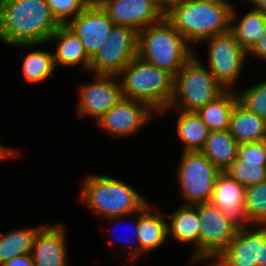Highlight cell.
Segmentation results:
<instances>
[{"instance_id":"cell-6","label":"cell","mask_w":266,"mask_h":266,"mask_svg":"<svg viewBox=\"0 0 266 266\" xmlns=\"http://www.w3.org/2000/svg\"><path fill=\"white\" fill-rule=\"evenodd\" d=\"M194 50V55L174 77L173 97L165 110L197 112L226 89L214 78Z\"/></svg>"},{"instance_id":"cell-38","label":"cell","mask_w":266,"mask_h":266,"mask_svg":"<svg viewBox=\"0 0 266 266\" xmlns=\"http://www.w3.org/2000/svg\"><path fill=\"white\" fill-rule=\"evenodd\" d=\"M244 2L249 3L248 5L253 6L252 8L259 10L266 15V0H245Z\"/></svg>"},{"instance_id":"cell-22","label":"cell","mask_w":266,"mask_h":266,"mask_svg":"<svg viewBox=\"0 0 266 266\" xmlns=\"http://www.w3.org/2000/svg\"><path fill=\"white\" fill-rule=\"evenodd\" d=\"M170 111H177L176 132L182 143V152L201 151L210 134L206 123L196 112H183L180 110H164L160 117Z\"/></svg>"},{"instance_id":"cell-36","label":"cell","mask_w":266,"mask_h":266,"mask_svg":"<svg viewBox=\"0 0 266 266\" xmlns=\"http://www.w3.org/2000/svg\"><path fill=\"white\" fill-rule=\"evenodd\" d=\"M22 155L21 154V150L19 149H16V148H12V147H7V145H1L0 144V161H4L7 160V159H18L19 156Z\"/></svg>"},{"instance_id":"cell-7","label":"cell","mask_w":266,"mask_h":266,"mask_svg":"<svg viewBox=\"0 0 266 266\" xmlns=\"http://www.w3.org/2000/svg\"><path fill=\"white\" fill-rule=\"evenodd\" d=\"M176 169L182 204L210 202L220 171L201 151L182 152Z\"/></svg>"},{"instance_id":"cell-10","label":"cell","mask_w":266,"mask_h":266,"mask_svg":"<svg viewBox=\"0 0 266 266\" xmlns=\"http://www.w3.org/2000/svg\"><path fill=\"white\" fill-rule=\"evenodd\" d=\"M194 206L200 221L199 263L209 265L229 246L238 227L211 202Z\"/></svg>"},{"instance_id":"cell-9","label":"cell","mask_w":266,"mask_h":266,"mask_svg":"<svg viewBox=\"0 0 266 266\" xmlns=\"http://www.w3.org/2000/svg\"><path fill=\"white\" fill-rule=\"evenodd\" d=\"M138 32L113 25L101 48L91 58L90 74L116 75L137 56Z\"/></svg>"},{"instance_id":"cell-15","label":"cell","mask_w":266,"mask_h":266,"mask_svg":"<svg viewBox=\"0 0 266 266\" xmlns=\"http://www.w3.org/2000/svg\"><path fill=\"white\" fill-rule=\"evenodd\" d=\"M113 25L114 22L95 0L67 24L79 37L90 58L101 48Z\"/></svg>"},{"instance_id":"cell-8","label":"cell","mask_w":266,"mask_h":266,"mask_svg":"<svg viewBox=\"0 0 266 266\" xmlns=\"http://www.w3.org/2000/svg\"><path fill=\"white\" fill-rule=\"evenodd\" d=\"M204 41L208 45V63L205 66L226 90H237L235 85L245 68L248 53L230 31Z\"/></svg>"},{"instance_id":"cell-4","label":"cell","mask_w":266,"mask_h":266,"mask_svg":"<svg viewBox=\"0 0 266 266\" xmlns=\"http://www.w3.org/2000/svg\"><path fill=\"white\" fill-rule=\"evenodd\" d=\"M194 55V49L164 17L138 32L137 56L173 77Z\"/></svg>"},{"instance_id":"cell-25","label":"cell","mask_w":266,"mask_h":266,"mask_svg":"<svg viewBox=\"0 0 266 266\" xmlns=\"http://www.w3.org/2000/svg\"><path fill=\"white\" fill-rule=\"evenodd\" d=\"M237 102L236 90H225L196 113L206 123L210 131L229 130L231 113Z\"/></svg>"},{"instance_id":"cell-31","label":"cell","mask_w":266,"mask_h":266,"mask_svg":"<svg viewBox=\"0 0 266 266\" xmlns=\"http://www.w3.org/2000/svg\"><path fill=\"white\" fill-rule=\"evenodd\" d=\"M236 93L242 106L266 120V79Z\"/></svg>"},{"instance_id":"cell-5","label":"cell","mask_w":266,"mask_h":266,"mask_svg":"<svg viewBox=\"0 0 266 266\" xmlns=\"http://www.w3.org/2000/svg\"><path fill=\"white\" fill-rule=\"evenodd\" d=\"M123 98L147 104L160 115L173 97L174 77L136 56L118 75Z\"/></svg>"},{"instance_id":"cell-39","label":"cell","mask_w":266,"mask_h":266,"mask_svg":"<svg viewBox=\"0 0 266 266\" xmlns=\"http://www.w3.org/2000/svg\"><path fill=\"white\" fill-rule=\"evenodd\" d=\"M197 2H208V3H231L230 0H194Z\"/></svg>"},{"instance_id":"cell-1","label":"cell","mask_w":266,"mask_h":266,"mask_svg":"<svg viewBox=\"0 0 266 266\" xmlns=\"http://www.w3.org/2000/svg\"><path fill=\"white\" fill-rule=\"evenodd\" d=\"M59 26L45 0H0V41L7 46H41Z\"/></svg>"},{"instance_id":"cell-27","label":"cell","mask_w":266,"mask_h":266,"mask_svg":"<svg viewBox=\"0 0 266 266\" xmlns=\"http://www.w3.org/2000/svg\"><path fill=\"white\" fill-rule=\"evenodd\" d=\"M21 70L23 79L29 84L47 82L48 78H53L56 70L52 51L31 50L24 57Z\"/></svg>"},{"instance_id":"cell-21","label":"cell","mask_w":266,"mask_h":266,"mask_svg":"<svg viewBox=\"0 0 266 266\" xmlns=\"http://www.w3.org/2000/svg\"><path fill=\"white\" fill-rule=\"evenodd\" d=\"M232 9L230 32L239 45L248 53L266 33V15L254 8L243 12ZM240 12V13H239Z\"/></svg>"},{"instance_id":"cell-23","label":"cell","mask_w":266,"mask_h":266,"mask_svg":"<svg viewBox=\"0 0 266 266\" xmlns=\"http://www.w3.org/2000/svg\"><path fill=\"white\" fill-rule=\"evenodd\" d=\"M229 132L239 144L266 140V120L237 102L231 113Z\"/></svg>"},{"instance_id":"cell-26","label":"cell","mask_w":266,"mask_h":266,"mask_svg":"<svg viewBox=\"0 0 266 266\" xmlns=\"http://www.w3.org/2000/svg\"><path fill=\"white\" fill-rule=\"evenodd\" d=\"M33 226L18 230L8 231L0 235V264L8 262L16 256L31 254L33 239L42 226Z\"/></svg>"},{"instance_id":"cell-11","label":"cell","mask_w":266,"mask_h":266,"mask_svg":"<svg viewBox=\"0 0 266 266\" xmlns=\"http://www.w3.org/2000/svg\"><path fill=\"white\" fill-rule=\"evenodd\" d=\"M208 266H266V226L238 228L229 246Z\"/></svg>"},{"instance_id":"cell-20","label":"cell","mask_w":266,"mask_h":266,"mask_svg":"<svg viewBox=\"0 0 266 266\" xmlns=\"http://www.w3.org/2000/svg\"><path fill=\"white\" fill-rule=\"evenodd\" d=\"M149 202L139 211L138 242L142 254L157 251L168 242L167 219L164 212Z\"/></svg>"},{"instance_id":"cell-30","label":"cell","mask_w":266,"mask_h":266,"mask_svg":"<svg viewBox=\"0 0 266 266\" xmlns=\"http://www.w3.org/2000/svg\"><path fill=\"white\" fill-rule=\"evenodd\" d=\"M135 217H134V216ZM132 219L134 220L135 222L132 221V225L135 226L134 228V231L132 232L133 235H134V240L131 238L130 240L128 238H125L123 240V237H117L115 235L112 234V232H114V229H109V230H106L105 232H108L109 237H111V239L113 240H110L109 243H111V247H112V244H114V247L115 245H117L116 247L119 249L120 247V250L121 251L120 253H122L123 255L127 254L129 255L128 256V259H126V262L127 261H130L131 263L138 261V258H140V245H139V242H138V226H139V211L135 212V213H132V214H128V215H123V216H118V217H111V218H107L106 220L107 221H110L111 223H117L118 225V222H120L121 220L123 221V219ZM116 237V238H115ZM126 237V236H125ZM128 237V236H127ZM121 238H122V241H121ZM132 240V242H131ZM134 241V242H133ZM119 246V247H118Z\"/></svg>"},{"instance_id":"cell-13","label":"cell","mask_w":266,"mask_h":266,"mask_svg":"<svg viewBox=\"0 0 266 266\" xmlns=\"http://www.w3.org/2000/svg\"><path fill=\"white\" fill-rule=\"evenodd\" d=\"M156 116L159 117L147 104L122 98L96 122V126L114 138L130 137Z\"/></svg>"},{"instance_id":"cell-33","label":"cell","mask_w":266,"mask_h":266,"mask_svg":"<svg viewBox=\"0 0 266 266\" xmlns=\"http://www.w3.org/2000/svg\"><path fill=\"white\" fill-rule=\"evenodd\" d=\"M237 157L246 162H261V166H266V140L239 144Z\"/></svg>"},{"instance_id":"cell-24","label":"cell","mask_w":266,"mask_h":266,"mask_svg":"<svg viewBox=\"0 0 266 266\" xmlns=\"http://www.w3.org/2000/svg\"><path fill=\"white\" fill-rule=\"evenodd\" d=\"M239 143L229 130L211 131L201 152L220 172H224L236 159Z\"/></svg>"},{"instance_id":"cell-12","label":"cell","mask_w":266,"mask_h":266,"mask_svg":"<svg viewBox=\"0 0 266 266\" xmlns=\"http://www.w3.org/2000/svg\"><path fill=\"white\" fill-rule=\"evenodd\" d=\"M92 81L78 84L76 113L94 119L96 123L122 98L121 83L116 75L91 74Z\"/></svg>"},{"instance_id":"cell-34","label":"cell","mask_w":266,"mask_h":266,"mask_svg":"<svg viewBox=\"0 0 266 266\" xmlns=\"http://www.w3.org/2000/svg\"><path fill=\"white\" fill-rule=\"evenodd\" d=\"M251 54V55H249ZM248 56L258 57L259 59L266 62V33L262 38L254 45V47L248 52Z\"/></svg>"},{"instance_id":"cell-37","label":"cell","mask_w":266,"mask_h":266,"mask_svg":"<svg viewBox=\"0 0 266 266\" xmlns=\"http://www.w3.org/2000/svg\"><path fill=\"white\" fill-rule=\"evenodd\" d=\"M186 0H156L158 7L164 14L168 13L174 6L182 4Z\"/></svg>"},{"instance_id":"cell-35","label":"cell","mask_w":266,"mask_h":266,"mask_svg":"<svg viewBox=\"0 0 266 266\" xmlns=\"http://www.w3.org/2000/svg\"><path fill=\"white\" fill-rule=\"evenodd\" d=\"M0 266H35L31 254L16 256Z\"/></svg>"},{"instance_id":"cell-18","label":"cell","mask_w":266,"mask_h":266,"mask_svg":"<svg viewBox=\"0 0 266 266\" xmlns=\"http://www.w3.org/2000/svg\"><path fill=\"white\" fill-rule=\"evenodd\" d=\"M167 219L168 239L181 244H191V264L199 265L200 221L194 205L181 204L171 214L165 213Z\"/></svg>"},{"instance_id":"cell-14","label":"cell","mask_w":266,"mask_h":266,"mask_svg":"<svg viewBox=\"0 0 266 266\" xmlns=\"http://www.w3.org/2000/svg\"><path fill=\"white\" fill-rule=\"evenodd\" d=\"M114 25L128 26L137 32L165 17L156 0H95Z\"/></svg>"},{"instance_id":"cell-2","label":"cell","mask_w":266,"mask_h":266,"mask_svg":"<svg viewBox=\"0 0 266 266\" xmlns=\"http://www.w3.org/2000/svg\"><path fill=\"white\" fill-rule=\"evenodd\" d=\"M81 182L80 200L96 217L107 219L140 211L149 201L132 185L105 174H88Z\"/></svg>"},{"instance_id":"cell-28","label":"cell","mask_w":266,"mask_h":266,"mask_svg":"<svg viewBox=\"0 0 266 266\" xmlns=\"http://www.w3.org/2000/svg\"><path fill=\"white\" fill-rule=\"evenodd\" d=\"M245 212L249 225L266 226V180L245 188Z\"/></svg>"},{"instance_id":"cell-19","label":"cell","mask_w":266,"mask_h":266,"mask_svg":"<svg viewBox=\"0 0 266 266\" xmlns=\"http://www.w3.org/2000/svg\"><path fill=\"white\" fill-rule=\"evenodd\" d=\"M54 42L55 51L53 53L54 65L62 67L80 66V71L89 73L91 58L86 53L83 43L79 37L67 25H60L49 37L47 44Z\"/></svg>"},{"instance_id":"cell-16","label":"cell","mask_w":266,"mask_h":266,"mask_svg":"<svg viewBox=\"0 0 266 266\" xmlns=\"http://www.w3.org/2000/svg\"><path fill=\"white\" fill-rule=\"evenodd\" d=\"M62 224L43 223L36 232L31 251L35 266H69L67 232Z\"/></svg>"},{"instance_id":"cell-17","label":"cell","mask_w":266,"mask_h":266,"mask_svg":"<svg viewBox=\"0 0 266 266\" xmlns=\"http://www.w3.org/2000/svg\"><path fill=\"white\" fill-rule=\"evenodd\" d=\"M210 202L238 228L249 226L245 212V187L226 173L218 174Z\"/></svg>"},{"instance_id":"cell-3","label":"cell","mask_w":266,"mask_h":266,"mask_svg":"<svg viewBox=\"0 0 266 266\" xmlns=\"http://www.w3.org/2000/svg\"><path fill=\"white\" fill-rule=\"evenodd\" d=\"M233 6V2L208 3L186 0L174 6L165 17L195 50L196 44L199 46L206 39L230 31Z\"/></svg>"},{"instance_id":"cell-32","label":"cell","mask_w":266,"mask_h":266,"mask_svg":"<svg viewBox=\"0 0 266 266\" xmlns=\"http://www.w3.org/2000/svg\"><path fill=\"white\" fill-rule=\"evenodd\" d=\"M53 17L60 25H67L80 12H82L92 0H45Z\"/></svg>"},{"instance_id":"cell-29","label":"cell","mask_w":266,"mask_h":266,"mask_svg":"<svg viewBox=\"0 0 266 266\" xmlns=\"http://www.w3.org/2000/svg\"><path fill=\"white\" fill-rule=\"evenodd\" d=\"M224 173L245 188L266 180V166H261V162H246L238 157Z\"/></svg>"}]
</instances>
